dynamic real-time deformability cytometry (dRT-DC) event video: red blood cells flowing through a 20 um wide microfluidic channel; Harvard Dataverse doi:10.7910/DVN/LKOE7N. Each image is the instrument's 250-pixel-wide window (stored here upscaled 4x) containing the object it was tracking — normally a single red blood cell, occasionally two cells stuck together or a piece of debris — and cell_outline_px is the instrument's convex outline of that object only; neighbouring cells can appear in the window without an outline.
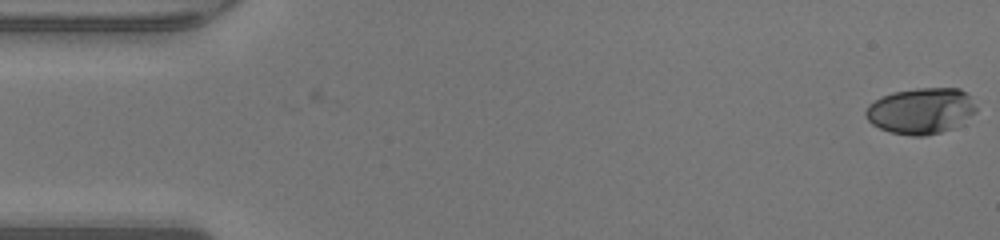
{"species": "human", "species_latin": "Homo sapiens", "temperature_condition": "warm", "stored_images_in_passage": 47, "camera_frame_rate_fps": 3000, "um_per_image_px": 0.085, "donor": {"sex": "male"}, "frame": {"image": 1, "passage_image": 1, "time_ms": 0.0, "image_size_px": [1000, 240], "cell_outline_px": [[976, 112], [956, 128], [924, 136], [912, 136], [888, 132], [872, 124], [864, 116], [864, 112], [868, 104], [892, 92], [916, 88], [960, 88], [968, 96], [976, 108]], "centroid_in_image_um": [78.26, 9.43], "position_along_channel_um": 6.7, "area_um2": 29.71}}
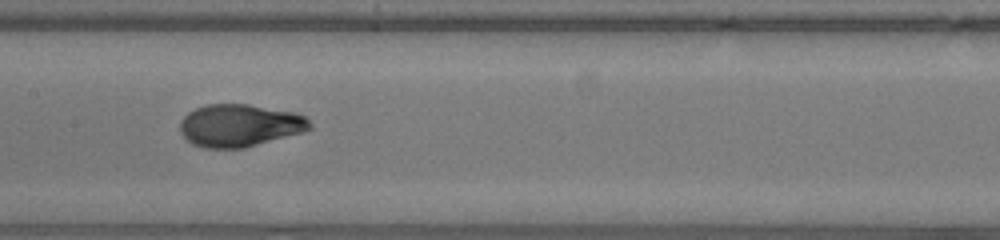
{"frame": {"image": 2, "passage_image": 24, "time_ms": 7.667, "image_size_px": [1000, 240], "cell_outline_px": [[312, 128], [304, 132], [244, 148], [208, 148], [192, 144], [180, 132], [180, 120], [188, 112], [196, 108], [208, 104], [248, 104], [296, 112], [304, 116], [312, 124]], "centroid_in_image_um": [20.39, 10.66], "position_along_channel_um": 187.0, "area_um2": 32.25}}
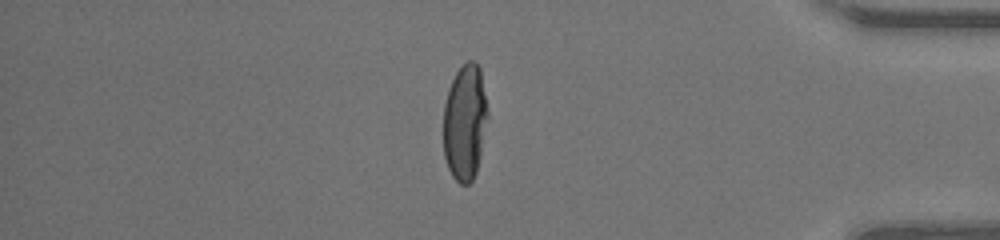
{"frame": {"image": 3, "passage_image": 41, "time_ms": 13.333, "image_size_px": [1000, 240], "cell_outline_px": [[488, 116], [480, 156], [476, 172], [472, 180], [468, 184], [460, 184], [452, 176], [448, 168], [444, 156], [444, 104], [448, 88], [456, 72], [468, 60], [476, 60], [480, 68], [488, 112]], "centroid_in_image_um": [39.52, 10.39], "position_along_channel_um": 395.7, "area_um2": 30.0}, "authors_computed_cell_mechanics": {"area_um2": 30.9808, "velocity_mm_per_s": 4.3169, "shape_relaxation_time_tau1_ms": 5.6327, "shape_relaxation_time_tau2_ms": null, "deformation_change_tau1": 0.2844, "deformation_change_tau2": null}}